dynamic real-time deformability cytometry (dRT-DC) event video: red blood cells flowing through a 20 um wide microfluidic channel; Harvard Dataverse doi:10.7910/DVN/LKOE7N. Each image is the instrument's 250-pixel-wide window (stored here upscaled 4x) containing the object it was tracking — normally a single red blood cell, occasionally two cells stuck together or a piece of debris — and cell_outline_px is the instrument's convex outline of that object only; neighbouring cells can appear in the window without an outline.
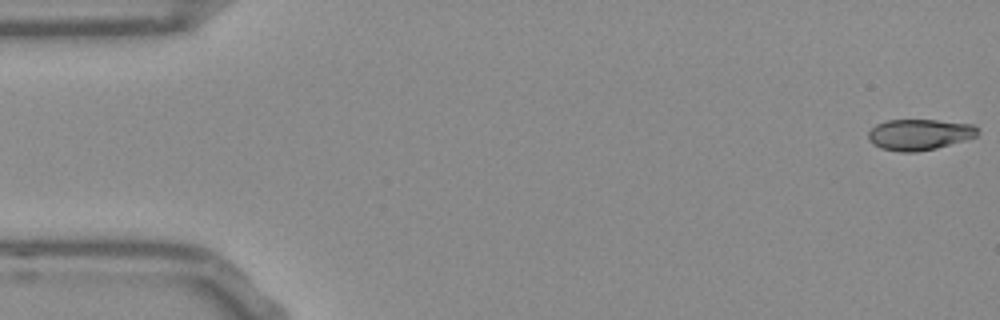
{"species": "Egyptian fruit bat (a non-hibernating species)", "species_latin": "Rousettus aegyptiacus", "temperature_condition": "room temperature", "stored_images_in_passage": 53, "camera_frame_rate_fps": 3000, "um_per_image_px": 0.085, "frame": {"image": 1, "passage_image": 1, "time_ms": 0.0, "image_size_px": [1000, 320], "cell_outline_px": [[980, 132], [976, 136], [964, 140], [936, 148], [916, 152], [900, 152], [880, 148], [872, 144], [868, 140], [868, 132], [876, 124], [888, 120], [936, 120], [972, 124]], "centroid_in_image_um": [78.11, 11.44], "position_along_channel_um": 6.9, "area_um2": 19.71}}
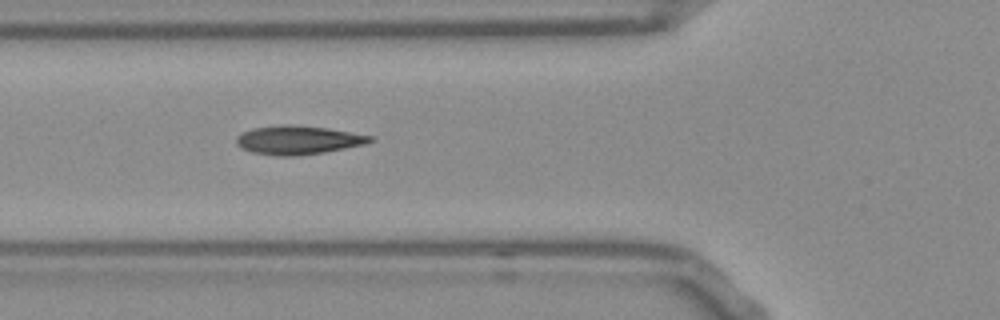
{"frame": {"image": 2, "passage_image": 19, "time_ms": 6.0, "image_size_px": [1000, 320], "cell_outline_px": [[376, 140], [364, 144], [324, 152], [300, 156], [276, 156], [252, 152], [240, 148], [236, 144], [236, 136], [252, 128], [284, 124], [288, 124], [328, 128], [372, 136]], "centroid_in_image_um": [25.31, 11.91], "position_along_channel_um": 100.5, "area_um2": 22.43}}
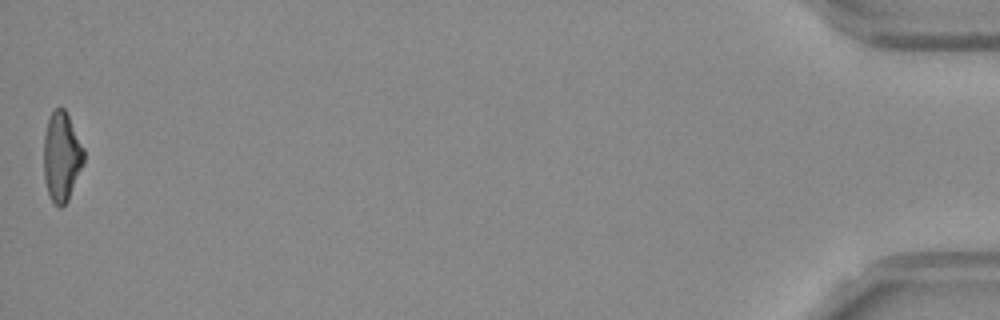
{"frame": {"image": 3, "passage_image": 53, "time_ms": 17.333, "image_size_px": [1000, 320], "cell_outline_px": [[84, 164], [68, 200], [60, 208], [52, 200], [48, 192], [44, 180], [44, 136], [48, 120], [52, 112], [56, 108], [64, 108], [84, 148]], "centroid_in_image_um": [5.25, 13.33], "position_along_channel_um": 430.0, "area_um2": 20.69}, "authors_computed_cell_mechanics": {"area_um2": 21.0392, "velocity_mm_per_s": 3.8026, "shape_relaxation_time_tau1_ms": 7.416, "shape_relaxation_time_tau2_ms": 1.6423, "deformation_change_tau1": 0.2141, "deformation_change_tau2": 0.0861}}